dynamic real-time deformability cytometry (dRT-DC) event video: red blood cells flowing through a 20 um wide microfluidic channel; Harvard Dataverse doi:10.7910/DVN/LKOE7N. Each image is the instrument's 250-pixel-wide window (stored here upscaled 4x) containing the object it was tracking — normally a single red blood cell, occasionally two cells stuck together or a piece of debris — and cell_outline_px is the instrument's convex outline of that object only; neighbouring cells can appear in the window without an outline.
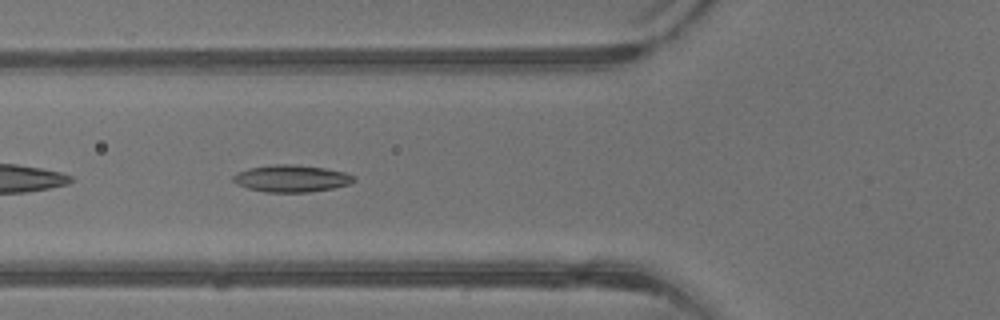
{"species": "common noctule bat (a hibernating species)", "species_latin": "Nyctalus noctula", "temperature_condition": "warm", "stored_images_in_passage": 29, "camera_frame_rate_fps": 3000, "um_per_image_px": 0.085, "animal": {"sex": "male", "body_mass_g": 13.3}, "frame": {"image": 1, "passage_image": 3, "time_ms": 0.667, "image_size_px": [1000, 320], "cell_outline_px": [[356, 180], [348, 184], [332, 188], [308, 192], [268, 192], [248, 188], [236, 184], [232, 180], [232, 176], [248, 168], [276, 164], [292, 164], [324, 168], [344, 172], [352, 176]], "centroid_in_image_um": [24.74, 15.17], "position_along_channel_um": 101.1, "area_um2": 18.73}}
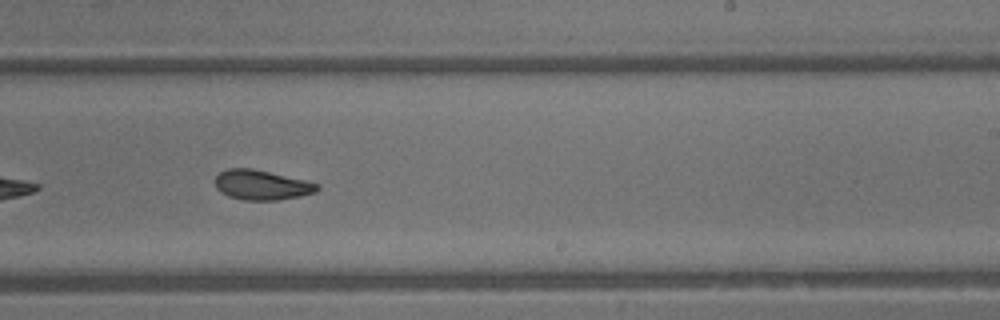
{"frame": {"image": 2, "passage_image": 13, "time_ms": 4.0, "image_size_px": [1000, 320], "cell_outline_px": [[320, 188], [316, 192], [300, 196], [276, 200], [244, 200], [228, 196], [220, 192], [216, 188], [216, 176], [220, 172], [228, 168], [252, 168], [304, 180], [320, 184]], "centroid_in_image_um": [22.24, 15.72], "position_along_channel_um": 266.8, "area_um2": 17.69}}
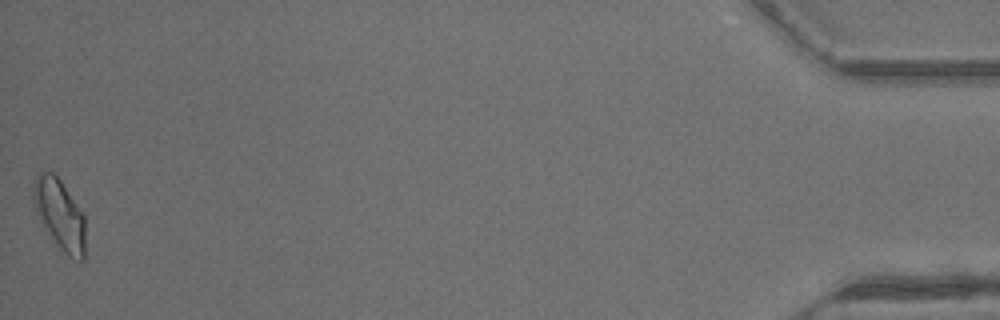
{"frame": {"image": 3, "passage_image": 29, "time_ms": 9.333, "image_size_px": [1000, 320], "cell_outline_px": [[84, 260], [80, 260], [68, 256], [56, 244], [48, 232], [36, 212], [32, 196], [32, 188], [36, 176], [40, 172], [52, 172], [60, 180], [84, 216]], "centroid_in_image_um": [5.05, 18.22], "position_along_channel_um": 430.1, "area_um2": 20.75}, "authors_computed_cell_mechanics": {"area_um2": 18.2648, "velocity_mm_per_s": 4.9687, "shape_relaxation_time_tau1_ms": 8.0024, "shape_relaxation_time_tau2_ms": 3.7176, "deformation_change_tau1": 0.2064, "deformation_change_tau2": 0.1148}}